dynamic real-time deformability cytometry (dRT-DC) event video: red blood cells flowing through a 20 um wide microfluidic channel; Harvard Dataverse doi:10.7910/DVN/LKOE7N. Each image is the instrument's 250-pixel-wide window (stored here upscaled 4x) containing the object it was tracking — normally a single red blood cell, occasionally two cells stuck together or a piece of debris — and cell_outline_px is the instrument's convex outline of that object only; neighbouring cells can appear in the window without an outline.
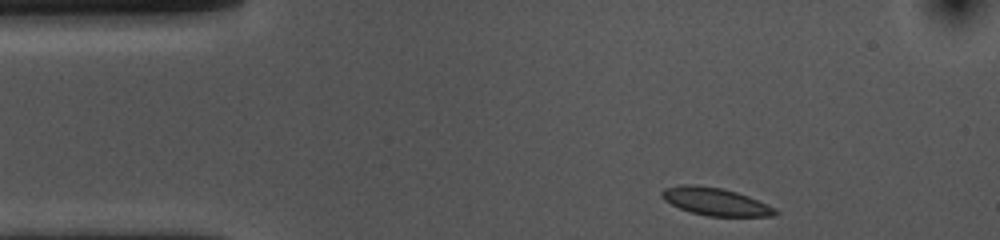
{"species": "common noctule bat (a hibernating species)", "species_latin": "Nyctalus noctula", "temperature_condition": "cold", "stored_images_in_passage": 38, "camera_frame_rate_fps": 3000, "um_per_image_px": 0.085, "animal": {"sex": "female", "body_mass_g": 10.0, "forearm_length_mm": 53.1}, "frame": {"image": 1, "passage_image": 1, "time_ms": 0.0, "image_size_px": [1000, 240], "cell_outline_px": [[780, 212], [776, 216], [708, 216], [692, 212], [680, 208], [664, 200], [660, 196], [660, 192], [664, 188], [680, 184], [696, 184], [724, 188], [748, 196], [776, 208]], "centroid_in_image_um": [60.81, 17.12], "position_along_channel_um": 24.2, "area_um2": 18.44}}
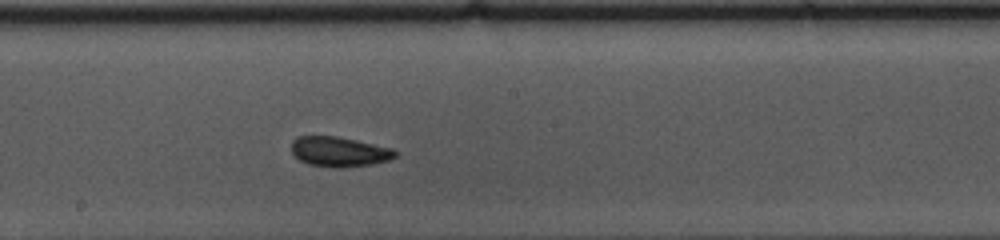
{"frame": {"image": 2, "passage_image": 22, "time_ms": 7.0, "image_size_px": [1000, 240], "cell_outline_px": [[396, 156], [388, 160], [372, 164], [340, 168], [332, 168], [308, 164], [300, 160], [292, 152], [292, 140], [296, 136], [336, 136], [356, 140], [392, 148], [396, 152]], "centroid_in_image_um": [28.81, 12.89], "position_along_channel_um": 219.4, "area_um2": 18.09}}
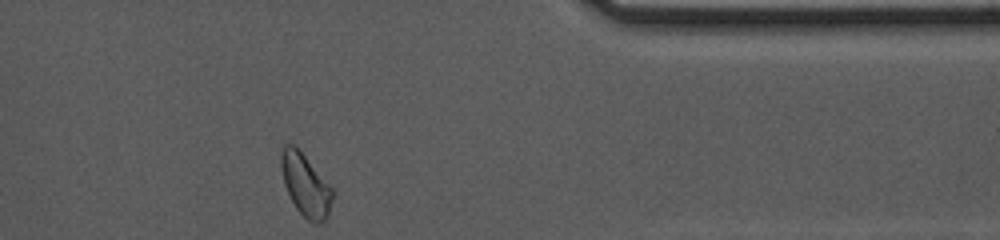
{"frame": {"image": 3, "passage_image": 38, "time_ms": 12.333, "image_size_px": [1000, 240], "cell_outline_px": [[332, 196], [328, 212], [324, 224], [316, 224], [308, 220], [296, 208], [284, 184], [280, 164], [280, 156], [284, 144], [292, 144], [304, 156], [332, 188]], "centroid_in_image_um": [25.95, 15.75], "position_along_channel_um": 385.5, "area_um2": 18.09}, "authors_computed_cell_mechanics": {"area_um2": 18.3226, "velocity_mm_per_s": 3.5255, "shape_relaxation_time_tau1_ms": 5.1209, "shape_relaxation_time_tau2_ms": 3.8994, "deformation_change_tau1": 0.0869, "deformation_change_tau2": 0.0627}}